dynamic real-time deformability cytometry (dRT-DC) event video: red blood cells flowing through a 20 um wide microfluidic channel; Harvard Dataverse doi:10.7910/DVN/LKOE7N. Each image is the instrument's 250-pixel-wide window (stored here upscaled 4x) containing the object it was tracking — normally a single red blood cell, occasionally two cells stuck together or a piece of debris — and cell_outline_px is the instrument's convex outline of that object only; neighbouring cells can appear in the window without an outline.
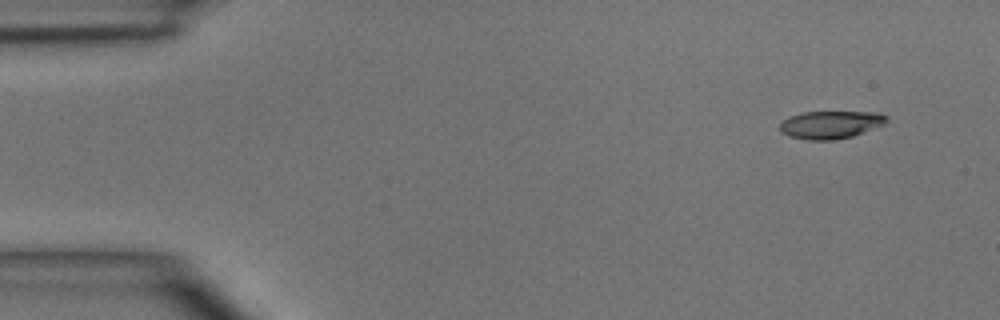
{"species": "common noctule bat (a hibernating species)", "species_latin": "Nyctalus noctula", "temperature_condition": "room temperature", "stored_images_in_passage": 4, "camera_frame_rate_fps": 3000, "um_per_image_px": 0.085, "animal": {"sex": "male", "body_mass_g": 15.6}, "frame": {"image": 1, "passage_image": 1, "time_ms": 0.0, "image_size_px": [1000, 320], "cell_outline_px": [[888, 120], [884, 124], [852, 136], [832, 140], [808, 140], [788, 136], [780, 132], [780, 124], [788, 116], [804, 112], [880, 112], [888, 116]], "centroid_in_image_um": [70.59, 10.59], "position_along_channel_um": 14.4, "area_um2": 17.28}}